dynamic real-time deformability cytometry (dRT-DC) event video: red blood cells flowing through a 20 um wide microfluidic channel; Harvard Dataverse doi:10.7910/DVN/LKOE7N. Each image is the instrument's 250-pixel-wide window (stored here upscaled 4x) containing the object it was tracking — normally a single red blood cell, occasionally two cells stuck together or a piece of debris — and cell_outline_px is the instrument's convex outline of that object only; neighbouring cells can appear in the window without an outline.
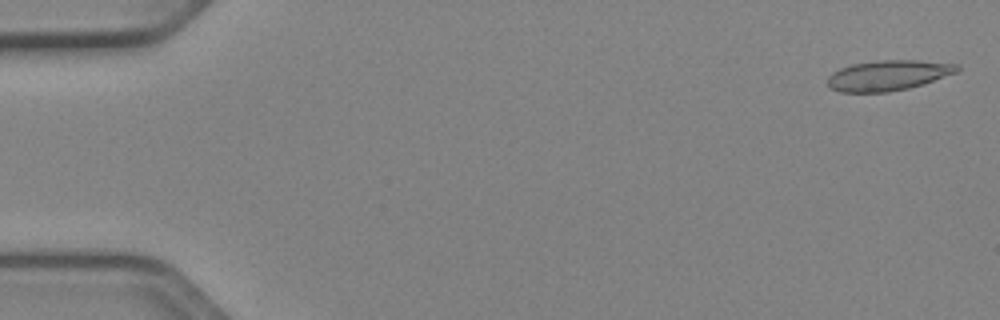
{"species": "Egyptian fruit bat (a non-hibernating species)", "species_latin": "Rousettus aegyptiacus", "temperature_condition": "cold", "stored_images_in_passage": 52, "camera_frame_rate_fps": 3000, "um_per_image_px": 0.085, "animal": {"sex": "female"}, "frame": {"image": 1, "passage_image": 2, "time_ms": 0.333, "image_size_px": [1000, 320], "cell_outline_px": [[960, 68], [956, 72], [924, 84], [908, 88], [888, 92], [840, 92], [828, 88], [828, 76], [832, 72], [840, 68], [852, 64], [880, 60], [920, 60], [960, 64]], "centroid_in_image_um": [75.49, 6.4], "position_along_channel_um": 9.5, "area_um2": 23.0}}
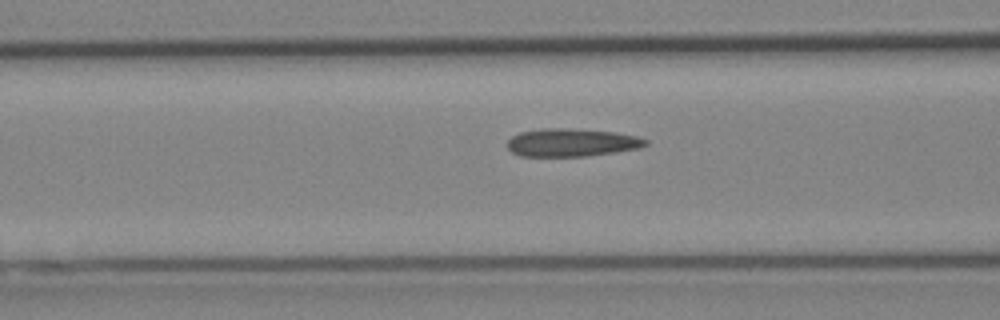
{"frame": {"image": 2, "passage_image": 21, "time_ms": 6.667, "image_size_px": [1000, 320], "cell_outline_px": [[648, 144], [640, 148], [616, 152], [584, 156], [520, 156], [512, 152], [508, 148], [508, 140], [512, 136], [520, 132], [540, 128], [568, 128], [616, 132], [636, 136], [648, 140]], "centroid_in_image_um": [48.59, 12.11], "position_along_channel_um": 118.0, "area_um2": 22.6}}
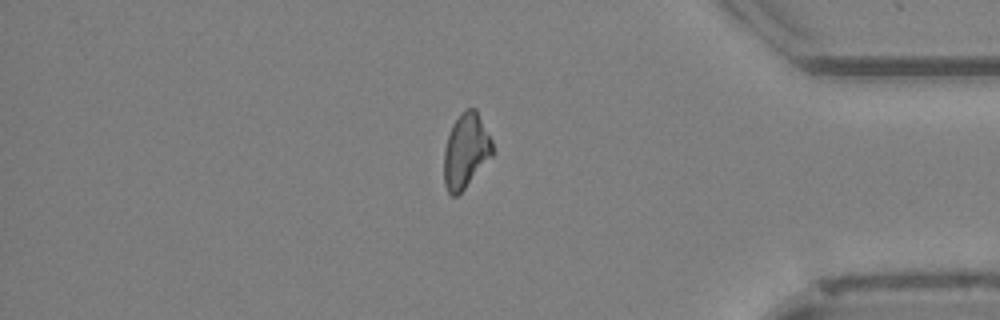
{"frame": {"image": 3, "passage_image": 44, "time_ms": 14.333, "image_size_px": [1000, 320], "cell_outline_px": [[492, 156], [464, 188], [456, 196], [452, 196], [448, 192], [444, 184], [444, 148], [452, 124], [464, 108], [476, 108], [492, 140]], "centroid_in_image_um": [39.58, 12.79], "position_along_channel_um": 395.6, "area_um2": 20.98}, "authors_computed_cell_mechanics": {"area_um2": 22.1085, "velocity_mm_per_s": 3.9757, "shape_relaxation_time_tau1_ms": null, "shape_relaxation_time_tau2_ms": 5.7199, "deformation_change_tau1": null, "deformation_change_tau2": 0.1514}}